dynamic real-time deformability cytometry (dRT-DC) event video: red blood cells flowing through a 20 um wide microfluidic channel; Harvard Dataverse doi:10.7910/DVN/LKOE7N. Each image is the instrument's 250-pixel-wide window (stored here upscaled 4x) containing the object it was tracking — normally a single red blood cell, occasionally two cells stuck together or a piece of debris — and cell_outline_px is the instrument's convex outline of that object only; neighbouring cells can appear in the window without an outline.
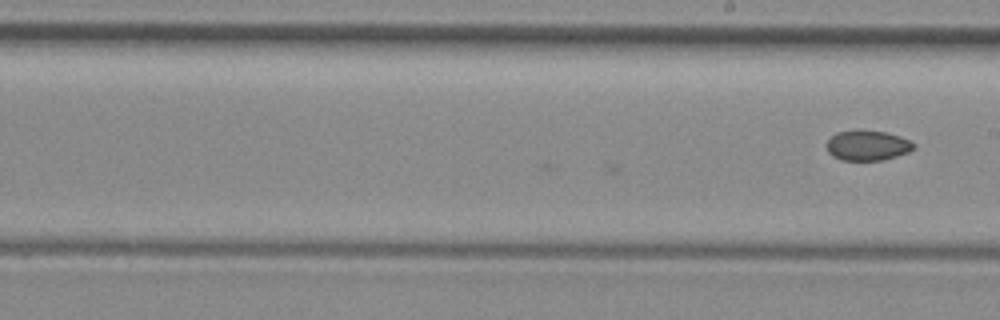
{"species": "common noctule bat (a hibernating species)", "species_latin": "Nyctalus noctula", "temperature_condition": "room temperature", "stored_images_in_passage": 18, "camera_frame_rate_fps": 3000, "um_per_image_px": 0.085, "animal": {"sex": "female", "body_mass_g": 29.2, "forearm_length_mm": 56.3}, "frame": {"image": 1, "passage_image": 18, "time_ms": 5.667, "image_size_px": [1000, 320], "cell_outline_px": [[916, 148], [908, 152], [884, 160], [840, 160], [832, 156], [828, 152], [828, 140], [836, 132], [884, 132], [908, 140], [916, 144]], "centroid_in_image_um": [73.75, 12.41], "position_along_channel_um": 215.3, "area_um2": 14.74}}